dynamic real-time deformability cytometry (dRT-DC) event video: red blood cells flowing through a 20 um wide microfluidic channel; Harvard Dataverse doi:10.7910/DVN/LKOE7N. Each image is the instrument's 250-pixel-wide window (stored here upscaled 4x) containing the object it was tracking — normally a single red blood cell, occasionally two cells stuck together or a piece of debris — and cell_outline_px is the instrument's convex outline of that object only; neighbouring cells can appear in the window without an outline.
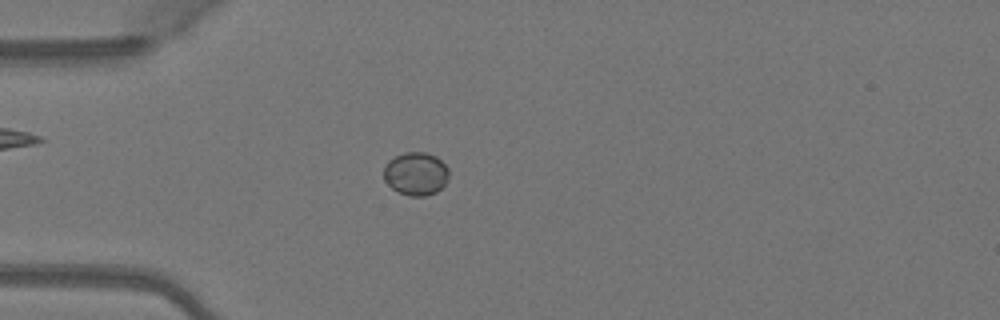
{"species": "Egyptian fruit bat (a non-hibernating species)", "species_latin": "Rousettus aegyptiacus", "temperature_condition": "warm", "stored_images_in_passage": 49, "camera_frame_rate_fps": 3000, "um_per_image_px": 0.085, "animal": {"sex": "female"}, "frame": {"image": 1, "passage_image": 13, "time_ms": 4.0, "image_size_px": [1000, 320], "cell_outline_px": [[448, 176], [444, 184], [436, 192], [424, 196], [408, 196], [392, 188], [384, 180], [384, 168], [388, 160], [404, 152], [428, 152], [436, 156], [448, 168]], "centroid_in_image_um": [35.34, 14.75], "position_along_channel_um": 49.7, "area_um2": 16.3}}
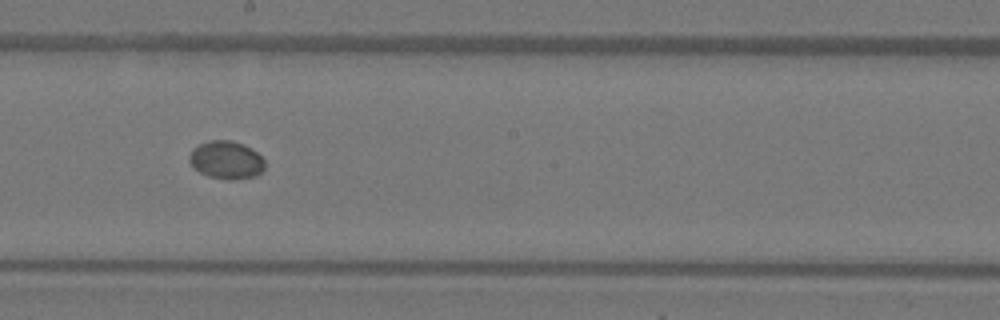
{"frame": {"image": 2, "passage_image": 27, "time_ms": 8.667, "image_size_px": [1000, 320], "cell_outline_px": [[264, 168], [256, 176], [232, 180], [228, 180], [208, 176], [192, 168], [188, 160], [188, 156], [192, 148], [208, 140], [232, 140], [244, 144], [256, 152], [264, 160]], "centroid_in_image_um": [19.19, 13.59], "position_along_channel_um": 229.0, "area_um2": 16.88}}
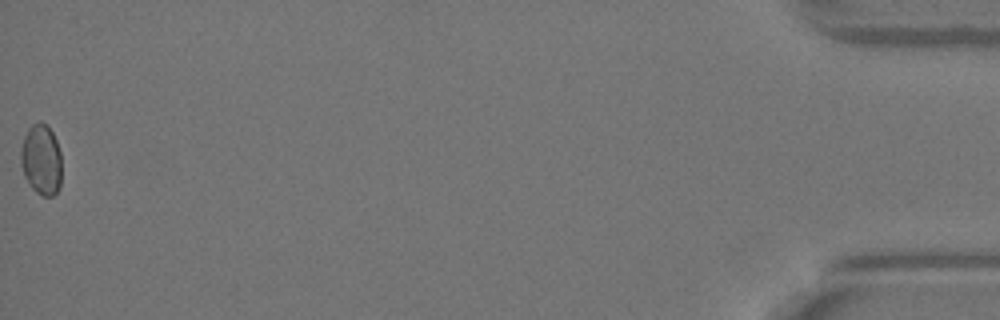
{"frame": {"image": 3, "passage_image": 49, "time_ms": 16.0, "image_size_px": [1000, 320], "cell_outline_px": [[60, 188], [52, 196], [44, 196], [36, 192], [32, 188], [24, 176], [20, 164], [20, 152], [24, 136], [28, 128], [32, 124], [40, 120], [48, 124], [56, 140], [60, 152]], "centroid_in_image_um": [3.49, 13.54], "position_along_channel_um": 431.7, "area_um2": 16.99}}